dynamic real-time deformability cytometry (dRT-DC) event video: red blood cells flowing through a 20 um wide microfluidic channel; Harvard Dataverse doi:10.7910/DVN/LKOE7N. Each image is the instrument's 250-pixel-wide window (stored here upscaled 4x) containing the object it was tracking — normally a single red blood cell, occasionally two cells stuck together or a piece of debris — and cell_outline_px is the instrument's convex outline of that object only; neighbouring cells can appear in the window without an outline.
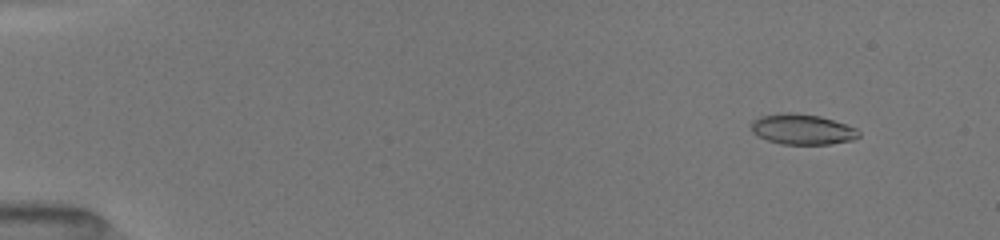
{"species": "common noctule bat (a hibernating species)", "species_latin": "Nyctalus noctula", "temperature_condition": "room temperature", "stored_images_in_passage": 5, "camera_frame_rate_fps": 3000, "um_per_image_px": 0.085, "animal": {"sex": "female", "body_mass_g": 19.5, "forearm_length_mm": 54.1}, "frame": {"image": 1, "passage_image": 5, "time_ms": 1.333, "image_size_px": [1000, 240], "cell_outline_px": [[860, 136], [852, 140], [832, 144], [780, 144], [768, 140], [752, 132], [752, 120], [760, 116], [780, 112], [792, 112], [820, 116], [856, 128], [860, 132]], "centroid_in_image_um": [68.19, 10.98], "position_along_channel_um": 16.8, "area_um2": 19.07}}